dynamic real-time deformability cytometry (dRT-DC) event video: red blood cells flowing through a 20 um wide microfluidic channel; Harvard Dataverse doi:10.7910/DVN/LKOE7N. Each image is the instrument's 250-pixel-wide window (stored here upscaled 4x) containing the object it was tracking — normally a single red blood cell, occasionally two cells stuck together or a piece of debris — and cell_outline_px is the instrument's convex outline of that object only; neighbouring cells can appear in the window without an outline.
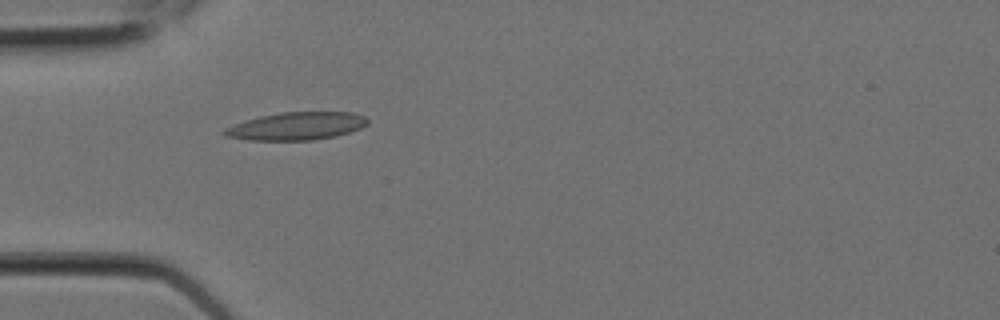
{"species": "Egyptian fruit bat (a non-hibernating species)", "species_latin": "Rousettus aegyptiacus", "temperature_condition": "room temperature", "stored_images_in_passage": 3, "camera_frame_rate_fps": 3000, "um_per_image_px": 0.085, "animal": {"sex": "female"}, "frame": {"image": 1, "passage_image": 2, "time_ms": 0.333, "image_size_px": [1000, 320], "cell_outline_px": [[368, 124], [360, 128], [336, 136], [312, 140], [248, 140], [224, 136], [220, 132], [224, 128], [260, 116], [280, 112], [352, 112], [364, 116], [368, 120]], "centroid_in_image_um": [25.19, 10.72], "position_along_channel_um": 59.8, "area_um2": 23.12}}
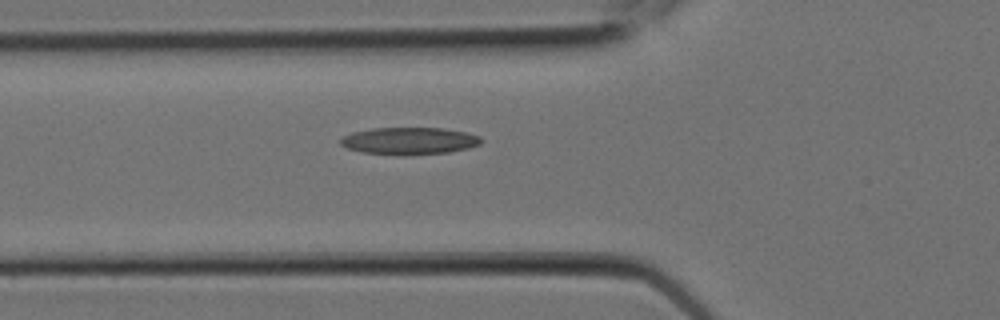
{"frame": {"image": 2, "passage_image": 3, "time_ms": 0.667, "image_size_px": [1000, 320], "cell_outline_px": [[480, 144], [468, 148], [448, 152], [364, 152], [348, 148], [340, 144], [340, 140], [344, 136], [352, 132], [372, 128], [444, 128], [464, 132], [480, 136]], "centroid_in_image_um": [34.8, 11.92], "position_along_channel_um": 91.0, "area_um2": 20.98}}